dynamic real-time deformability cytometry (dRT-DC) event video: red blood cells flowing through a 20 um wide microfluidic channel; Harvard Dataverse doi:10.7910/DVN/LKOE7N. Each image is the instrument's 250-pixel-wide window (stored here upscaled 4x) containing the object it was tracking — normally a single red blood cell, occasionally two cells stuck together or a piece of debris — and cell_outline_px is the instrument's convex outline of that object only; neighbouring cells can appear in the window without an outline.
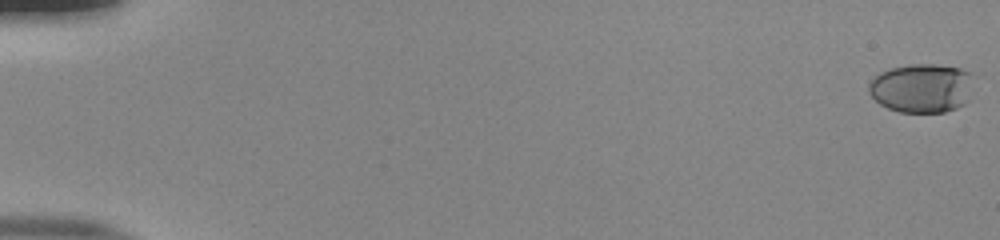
{"species": "human", "species_latin": "Homo sapiens", "temperature_condition": "room temperature", "stored_images_in_passage": 55, "camera_frame_rate_fps": 3000, "um_per_image_px": 0.085, "donor": {"sex": "male"}, "frame": {"image": 1, "passage_image": 1, "time_ms": 0.0, "image_size_px": [1000, 240], "cell_outline_px": [[968, 72], [964, 104], [956, 108], [944, 112], [900, 112], [888, 108], [880, 104], [868, 92], [868, 84], [880, 72], [888, 68], [912, 64], [936, 64], [960, 68]], "centroid_in_image_um": [78.21, 7.48], "position_along_channel_um": 6.8, "area_um2": 29.13}}
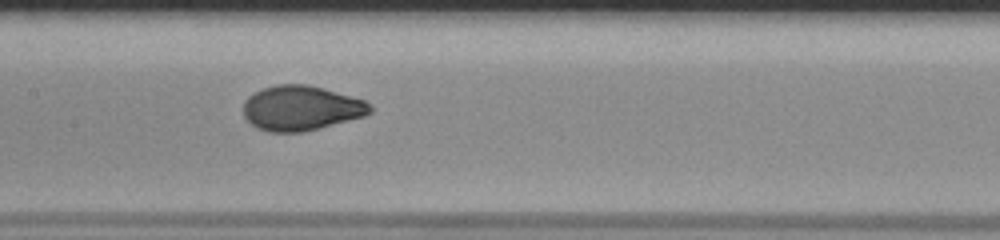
{"frame": {"image": 2, "passage_image": 29, "time_ms": 9.333, "image_size_px": [1000, 240], "cell_outline_px": [[372, 112], [364, 116], [304, 132], [268, 132], [256, 128], [244, 116], [244, 100], [248, 96], [264, 88], [276, 84], [308, 84], [324, 88], [364, 100], [372, 108]], "centroid_in_image_um": [25.58, 9.19], "position_along_channel_um": 181.8, "area_um2": 33.06}}
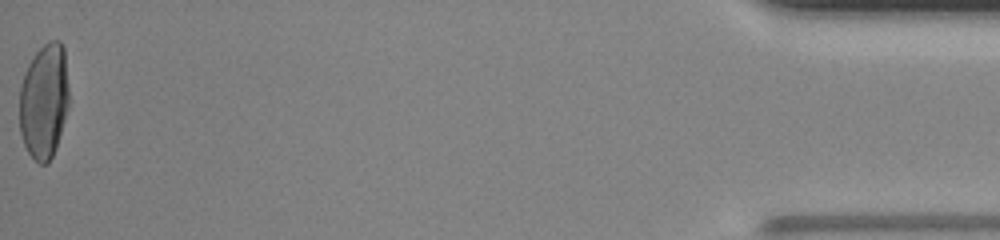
{"frame": {"image": 3, "passage_image": 55, "time_ms": 18.0, "image_size_px": [1000, 240], "cell_outline_px": [[68, 108], [56, 148], [48, 164], [40, 164], [28, 152], [24, 144], [20, 132], [20, 84], [28, 64], [36, 52], [48, 40], [60, 40], [64, 48], [68, 88]], "centroid_in_image_um": [3.75, 8.58], "position_along_channel_um": 431.5, "area_um2": 33.23}, "authors_computed_cell_mechanics": {"area_um2": 32.946, "velocity_mm_per_s": 3.896, "shape_relaxation_time_tau1_ms": 6.4014, "shape_relaxation_time_tau2_ms": null, "deformation_change_tau1": 0.2318, "deformation_change_tau2": null}}